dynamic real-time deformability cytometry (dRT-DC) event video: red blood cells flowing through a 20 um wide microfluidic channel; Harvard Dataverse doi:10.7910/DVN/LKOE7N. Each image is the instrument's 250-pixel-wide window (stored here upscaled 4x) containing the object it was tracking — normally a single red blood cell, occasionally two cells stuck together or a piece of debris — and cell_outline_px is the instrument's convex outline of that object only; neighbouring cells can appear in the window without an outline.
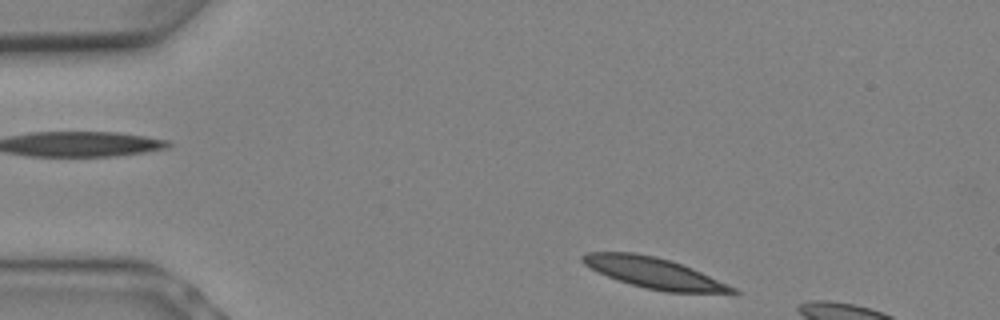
{"species": "Egyptian fruit bat (a non-hibernating species)", "species_latin": "Rousettus aegyptiacus", "temperature_condition": "warm", "stored_images_in_passage": 5, "segment_of_instrument_passage": [2, 2], "camera_frame_rate_fps": 3000, "um_per_image_px": 0.085, "animal": {"sex": "female"}, "frame": {"image": 1, "passage_image": 5, "time_ms": 1.333, "image_size_px": [1000, 320], "cell_outline_px": [[740, 292], [736, 296], [664, 292], [644, 288], [608, 276], [584, 264], [580, 260], [580, 256], [584, 252], [636, 252], [656, 256], [692, 268], [736, 288]], "centroid_in_image_um": [55.73, 23.25], "position_along_channel_um": 29.3, "area_um2": 27.46}}